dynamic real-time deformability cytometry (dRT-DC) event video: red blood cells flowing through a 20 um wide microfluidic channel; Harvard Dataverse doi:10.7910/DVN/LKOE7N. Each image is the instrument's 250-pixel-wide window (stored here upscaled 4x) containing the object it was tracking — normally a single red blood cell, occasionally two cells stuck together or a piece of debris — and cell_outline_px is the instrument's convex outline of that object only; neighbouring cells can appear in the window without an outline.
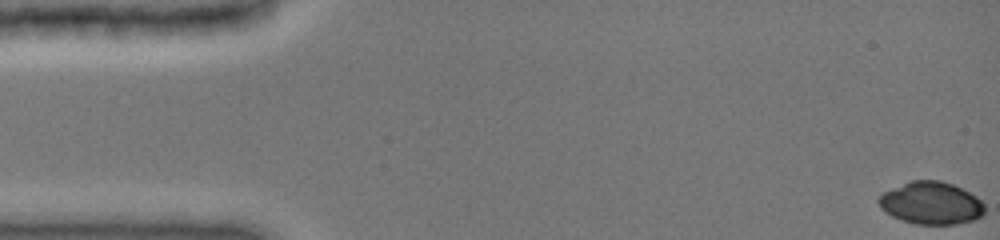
{"species": "common noctule bat (a hibernating species)", "species_latin": "Nyctalus noctula", "temperature_condition": "cold", "stored_images_in_passage": 44, "camera_frame_rate_fps": 3000, "um_per_image_px": 0.085, "animal": {"sex": "female", "body_mass_g": 19.0, "forearm_length_mm": 51.5}, "frame": {"image": 1, "passage_image": 1, "time_ms": 0.0, "image_size_px": [1000, 240], "cell_outline_px": [[984, 216], [976, 220], [956, 224], [916, 224], [900, 220], [892, 216], [880, 208], [876, 200], [884, 192], [912, 180], [940, 180], [952, 184], [976, 196], [984, 204]], "centroid_in_image_um": [79.15, 17.28], "position_along_channel_um": 5.8, "area_um2": 26.3}}
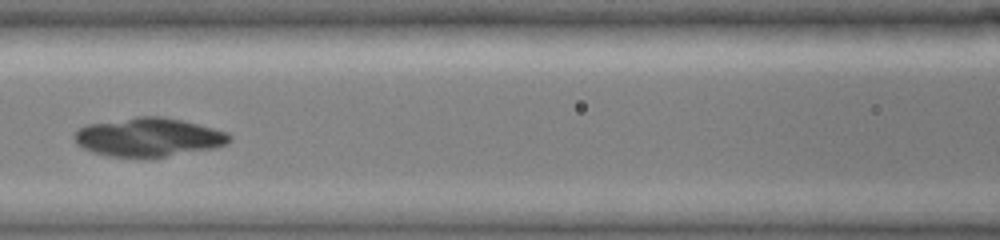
{"frame": {"image": 2, "passage_image": 22, "time_ms": 7.0, "image_size_px": [1000, 240], "cell_outline_px": [[232, 140], [228, 144], [216, 148], [164, 156], [108, 156], [92, 152], [76, 144], [72, 136], [84, 124], [136, 116], [164, 116], [228, 132], [232, 136]], "centroid_in_image_um": [12.61, 11.64], "position_along_channel_um": 154.0, "area_um2": 34.91}}
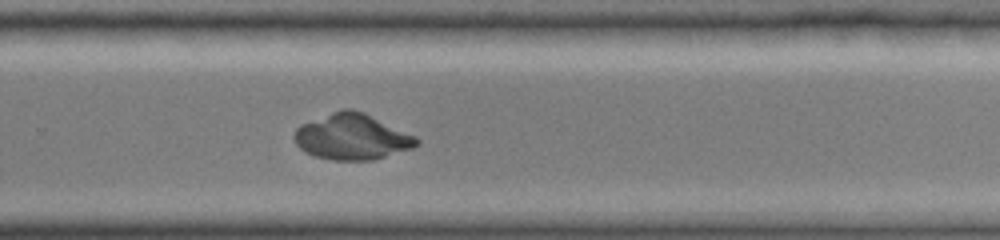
{"frame": {"image": 3, "passage_image": 33, "time_ms": 10.667, "image_size_px": [1000, 240], "cell_outline_px": [[420, 144], [412, 148], [372, 160], [332, 160], [316, 156], [300, 148], [296, 144], [292, 136], [296, 128], [300, 124], [332, 112], [344, 108], [352, 108], [364, 112], [416, 136], [420, 140]], "centroid_in_image_um": [29.92, 11.62], "position_along_channel_um": 299.9, "area_um2": 32.66}}